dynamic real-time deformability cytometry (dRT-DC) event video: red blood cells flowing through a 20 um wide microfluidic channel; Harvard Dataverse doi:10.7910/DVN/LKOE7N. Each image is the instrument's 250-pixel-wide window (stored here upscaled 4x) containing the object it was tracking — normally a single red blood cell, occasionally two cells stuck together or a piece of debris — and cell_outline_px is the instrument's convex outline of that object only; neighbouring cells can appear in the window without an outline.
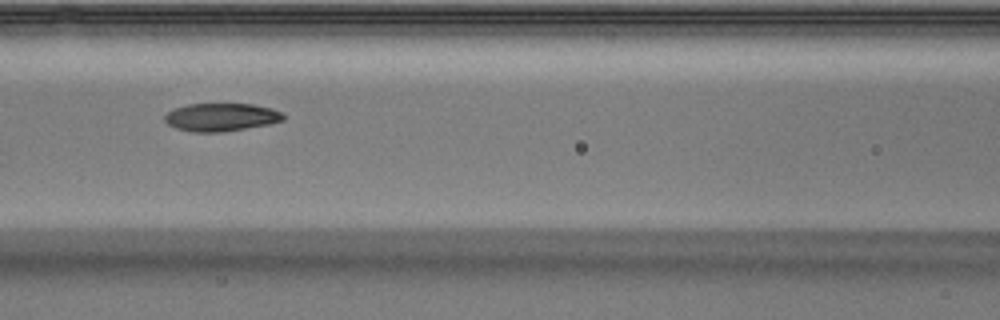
{"species": "Egyptian fruit bat (a non-hibernating species)", "species_latin": "Rousettus aegyptiacus", "temperature_condition": "warm", "stored_images_in_passage": 7, "camera_frame_rate_fps": 3000, "um_per_image_px": 0.085, "animal": {"sex": "male"}, "frame": {"image": 1, "passage_image": 5, "time_ms": 1.333, "image_size_px": [1000, 320], "cell_outline_px": [[284, 120], [268, 124], [220, 132], [192, 132], [176, 128], [168, 124], [164, 120], [164, 116], [168, 112], [176, 108], [188, 104], [252, 104], [272, 108], [280, 112], [284, 116]], "centroid_in_image_um": [18.78, 9.96], "position_along_channel_um": 147.8, "area_um2": 19.13}}
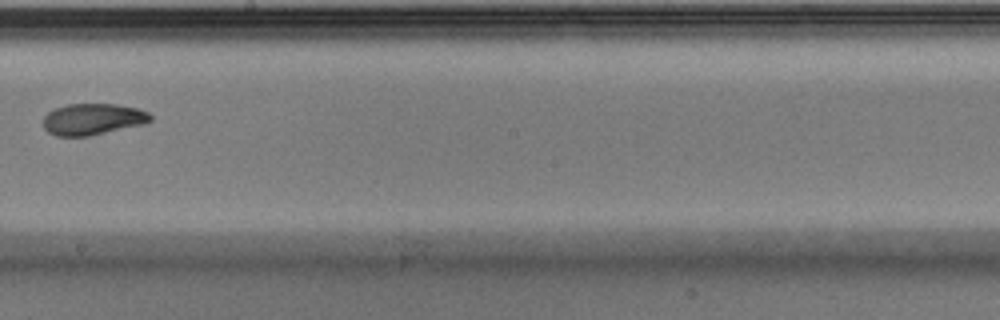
{"frame": {"image": 2, "passage_image": 7, "time_ms": 2.0, "image_size_px": [1000, 320], "cell_outline_px": [[152, 120], [144, 124], [88, 136], [56, 136], [48, 132], [44, 128], [44, 116], [48, 112], [56, 108], [68, 104], [116, 104], [140, 108], [148, 112], [152, 116]], "centroid_in_image_um": [7.91, 10.12], "position_along_channel_um": 240.3, "area_um2": 19.65}}